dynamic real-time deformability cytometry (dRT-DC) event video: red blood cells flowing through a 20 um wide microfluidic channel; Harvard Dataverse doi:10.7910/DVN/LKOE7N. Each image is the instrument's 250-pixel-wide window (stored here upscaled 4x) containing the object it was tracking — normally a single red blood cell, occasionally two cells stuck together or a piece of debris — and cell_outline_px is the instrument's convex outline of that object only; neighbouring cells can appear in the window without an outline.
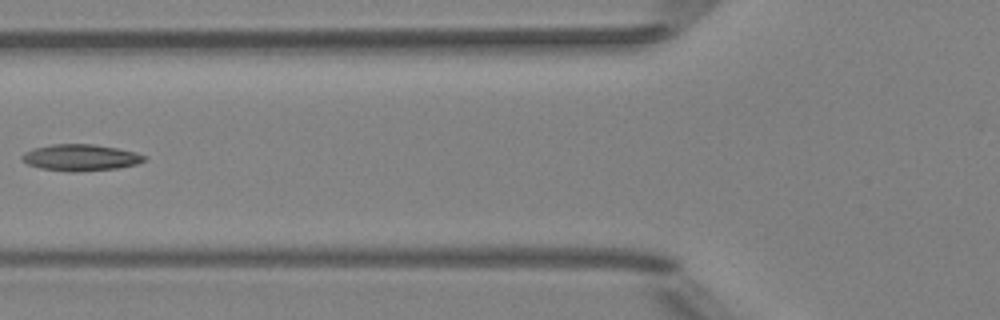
{"species": "Egyptian fruit bat (a non-hibernating species)", "species_latin": "Rousettus aegyptiacus", "temperature_condition": "room temperature", "stored_images_in_passage": 7, "camera_frame_rate_fps": 3000, "um_per_image_px": 0.085, "animal": {"sex": "female"}, "frame": {"image": 1, "passage_image": 6, "time_ms": 6.667, "image_size_px": [1000, 320], "cell_outline_px": [[148, 160], [136, 164], [116, 168], [72, 172], [40, 168], [28, 164], [20, 156], [24, 152], [32, 148], [52, 144], [92, 144], [116, 148], [136, 152], [148, 156]], "centroid_in_image_um": [6.86, 13.38], "position_along_channel_um": 118.9, "area_um2": 18.84}}
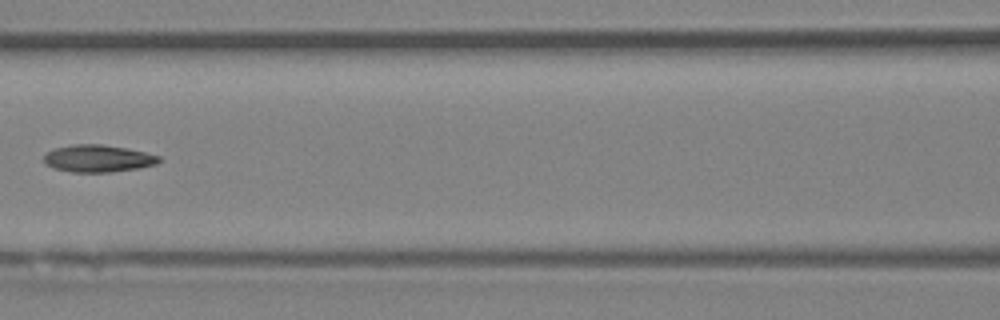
{"frame": {"image": 2, "passage_image": 7, "time_ms": 7.667, "image_size_px": [1000, 320], "cell_outline_px": [[160, 160], [156, 164], [136, 168], [112, 172], [72, 172], [52, 168], [44, 164], [44, 156], [52, 148], [72, 144], [104, 144], [128, 148], [160, 156]], "centroid_in_image_um": [8.28, 13.46], "position_along_channel_um": 158.3, "area_um2": 18.38}}